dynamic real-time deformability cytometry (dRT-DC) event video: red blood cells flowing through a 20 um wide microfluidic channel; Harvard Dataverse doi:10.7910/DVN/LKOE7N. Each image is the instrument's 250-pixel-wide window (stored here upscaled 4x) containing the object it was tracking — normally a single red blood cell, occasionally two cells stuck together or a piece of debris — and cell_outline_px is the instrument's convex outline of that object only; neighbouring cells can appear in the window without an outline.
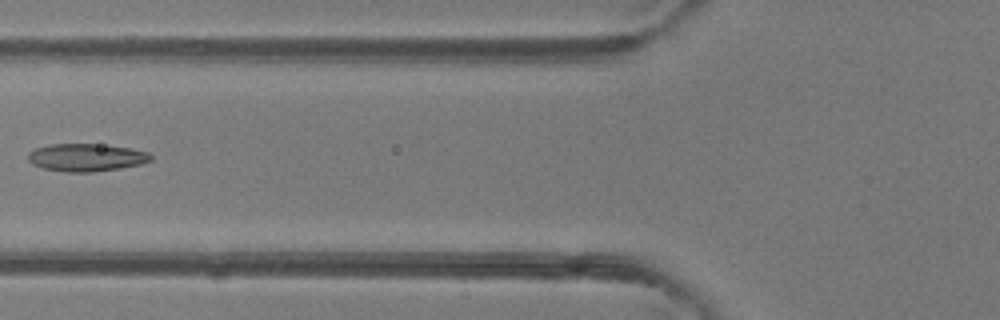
{"species": "common noctule bat (a hibernating species)", "species_latin": "Nyctalus noctula", "temperature_condition": "room temperature", "stored_images_in_passage": 3, "camera_frame_rate_fps": 3000, "um_per_image_px": 0.085, "animal": {"sex": "female"}, "frame": {"image": 1, "passage_image": 3, "time_ms": 0.667, "image_size_px": [1000, 320], "cell_outline_px": [[152, 160], [140, 164], [120, 168], [92, 172], [68, 172], [44, 168], [32, 164], [28, 160], [28, 152], [36, 148], [48, 144], [96, 144], [128, 148], [148, 152], [152, 156]], "centroid_in_image_um": [7.31, 13.38], "position_along_channel_um": 118.5, "area_um2": 19.65}}